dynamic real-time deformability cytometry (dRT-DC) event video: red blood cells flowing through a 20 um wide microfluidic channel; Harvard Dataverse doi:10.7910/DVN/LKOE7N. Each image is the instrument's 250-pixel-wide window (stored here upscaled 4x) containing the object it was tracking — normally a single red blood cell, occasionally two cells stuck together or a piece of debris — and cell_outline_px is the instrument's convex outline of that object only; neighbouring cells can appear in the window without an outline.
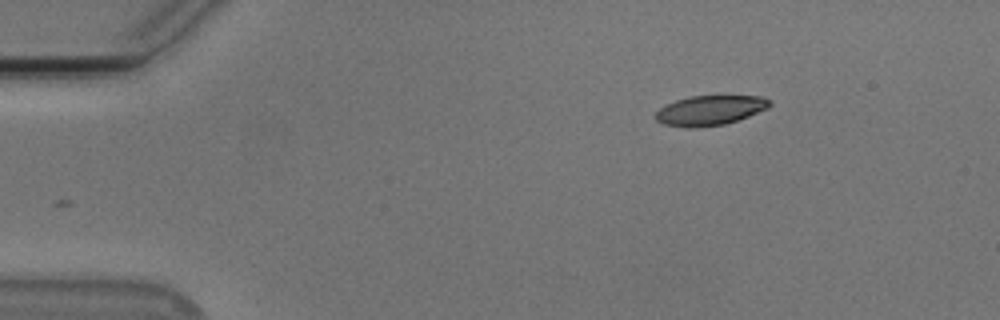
{"species": "Egyptian fruit bat (a non-hibernating species)", "species_latin": "Rousettus aegyptiacus", "temperature_condition": "cold", "stored_images_in_passage": 47, "camera_frame_rate_fps": 3000, "um_per_image_px": 0.085, "animal": {"sex": "male"}, "frame": {"image": 1, "passage_image": 1, "time_ms": 0.0, "image_size_px": [1000, 320], "cell_outline_px": [[772, 104], [768, 108], [748, 116], [724, 124], [692, 128], [684, 128], [664, 124], [656, 120], [652, 116], [664, 104], [688, 96], [764, 96], [772, 100]], "centroid_in_image_um": [60.32, 9.37], "position_along_channel_um": 24.7, "area_um2": 20.0}}
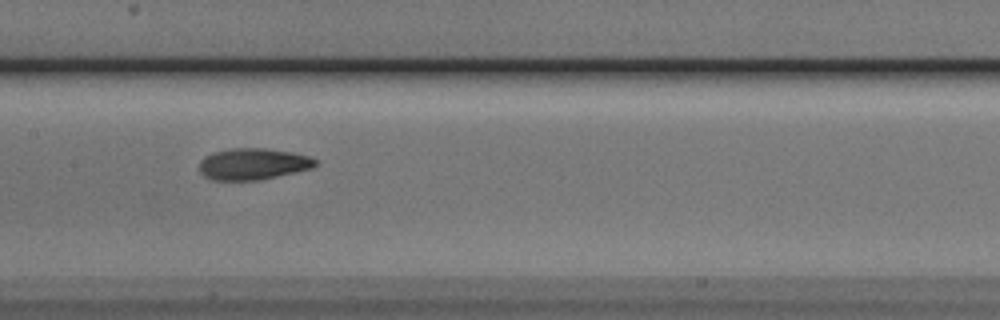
{"frame": {"image": 2, "passage_image": 20, "time_ms": 6.333, "image_size_px": [1000, 320], "cell_outline_px": [[316, 164], [312, 168], [256, 180], [212, 180], [204, 176], [200, 172], [200, 160], [204, 156], [212, 152], [232, 148], [268, 148], [296, 152], [308, 156], [316, 160]], "centroid_in_image_um": [21.47, 13.92], "position_along_channel_um": 185.9, "area_um2": 21.27}}
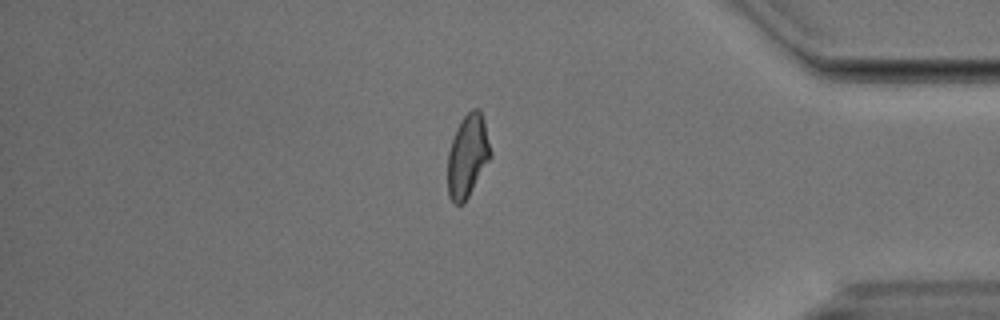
{"frame": {"image": 3, "passage_image": 39, "time_ms": 12.667, "image_size_px": [1000, 320], "cell_outline_px": [[492, 156], [464, 204], [456, 204], [448, 196], [448, 152], [456, 128], [460, 120], [472, 108], [480, 108], [484, 120], [492, 152]], "centroid_in_image_um": [39.76, 13.23], "position_along_channel_um": 395.4, "area_um2": 20.81}, "authors_computed_cell_mechanics": {"area_um2": 21.1548, "velocity_mm_per_s": 3.7631, "shape_relaxation_time_tau1_ms": 2.9477, "shape_relaxation_time_tau2_ms": 3.1454, "deformation_change_tau1": 0.1464, "deformation_change_tau2": 0.0858}}